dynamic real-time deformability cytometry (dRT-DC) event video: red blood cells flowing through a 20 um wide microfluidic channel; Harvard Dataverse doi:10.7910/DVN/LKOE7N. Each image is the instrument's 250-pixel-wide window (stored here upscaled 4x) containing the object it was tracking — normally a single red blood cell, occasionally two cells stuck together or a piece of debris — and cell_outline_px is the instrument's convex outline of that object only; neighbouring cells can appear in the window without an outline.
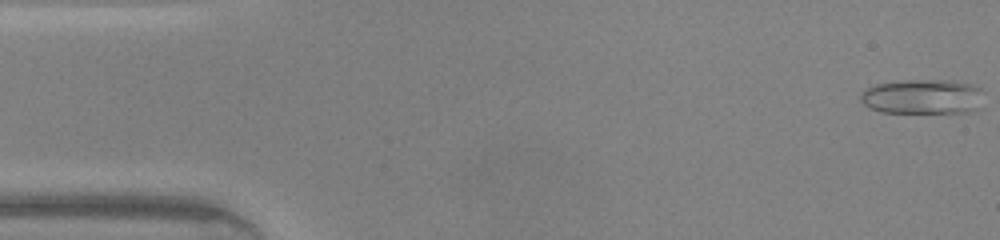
{"species": "common noctule bat (a hibernating species)", "species_latin": "Nyctalus noctula", "temperature_condition": "warm", "stored_images_in_passage": 46, "camera_frame_rate_fps": 3000, "um_per_image_px": 0.085, "animal": {"sex": "male", "body_mass_g": 20.0, "forearm_length_mm": 53.3}, "frame": {"image": 1, "passage_image": 1, "time_ms": 0.0, "image_size_px": [1000, 240], "cell_outline_px": [[980, 108], [972, 112], [880, 112], [868, 108], [860, 100], [860, 92], [876, 84], [900, 80], [956, 80], [972, 84], [980, 88]], "centroid_in_image_um": [78.4, 8.21], "position_along_channel_um": 6.6, "area_um2": 25.14}}
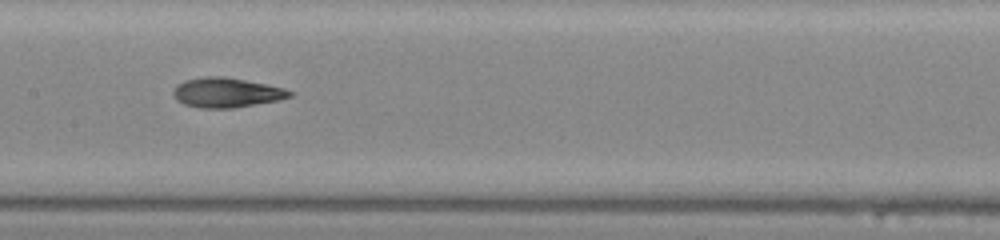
{"frame": {"image": 2, "passage_image": 22, "time_ms": 7.0, "image_size_px": [1000, 240], "cell_outline_px": [[296, 92], [292, 96], [280, 100], [232, 108], [200, 108], [184, 104], [176, 100], [172, 92], [176, 84], [184, 80], [204, 76], [224, 76], [284, 88]], "centroid_in_image_um": [19.24, 7.87], "position_along_channel_um": 188.2, "area_um2": 20.29}}
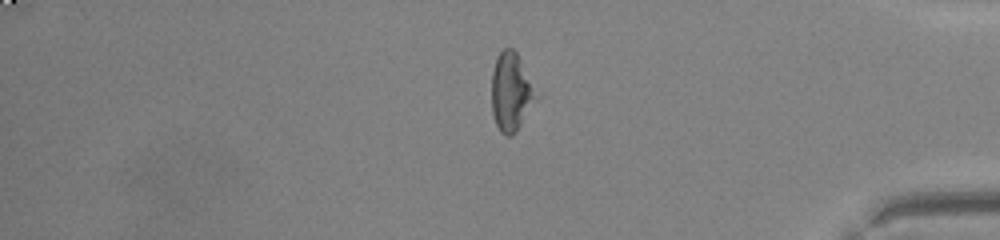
{"frame": {"image": 3, "passage_image": 38, "time_ms": 12.333, "image_size_px": [1000, 240], "cell_outline_px": [[532, 96], [520, 124], [516, 132], [512, 136], [504, 136], [500, 132], [496, 124], [492, 112], [492, 72], [496, 56], [504, 48], [512, 48], [516, 52], [520, 60], [532, 92]], "centroid_in_image_um": [43.3, 7.81], "position_along_channel_um": 391.9, "area_um2": 18.67}, "authors_computed_cell_mechanics": {"area_um2": 20.3167, "velocity_mm_per_s": 4.407, "shape_relaxation_time_tau1_ms": 6.4332, "shape_relaxation_time_tau2_ms": 3.7274, "deformation_change_tau1": 0.2064, "deformation_change_tau2": 0.1395}}